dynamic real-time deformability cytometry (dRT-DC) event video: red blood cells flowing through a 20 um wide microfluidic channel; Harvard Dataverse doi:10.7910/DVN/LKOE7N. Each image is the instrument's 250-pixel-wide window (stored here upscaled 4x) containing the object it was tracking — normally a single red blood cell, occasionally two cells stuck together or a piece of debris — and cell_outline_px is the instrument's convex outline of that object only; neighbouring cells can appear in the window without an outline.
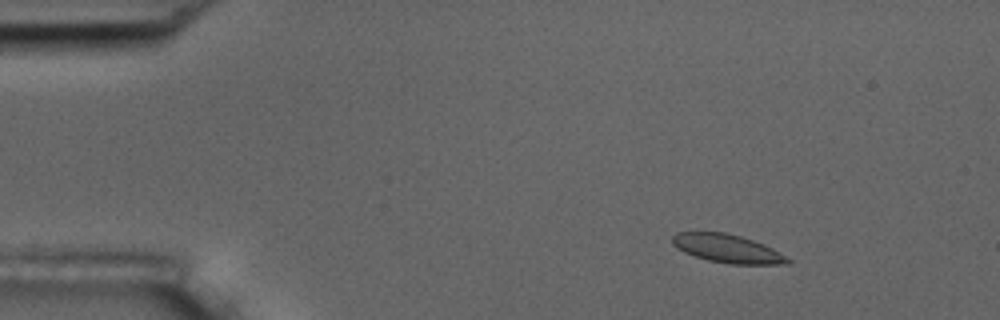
{"species": "common noctule bat (a hibernating species)", "species_latin": "Nyctalus noctula", "temperature_condition": "room temperature", "stored_images_in_passage": 8, "camera_frame_rate_fps": 3000, "um_per_image_px": 0.085, "animal": {"sex": "male", "body_mass_g": 17.5, "forearm_length_mm": 52.3}, "frame": {"image": 1, "passage_image": 3, "time_ms": 0.667, "image_size_px": [1000, 320], "cell_outline_px": [[792, 260], [788, 264], [732, 264], [708, 260], [684, 252], [676, 248], [672, 244], [672, 236], [676, 232], [724, 232], [740, 236], [764, 244], [772, 248]], "centroid_in_image_um": [61.81, 21.12], "position_along_channel_um": 23.2, "area_um2": 18.96}}
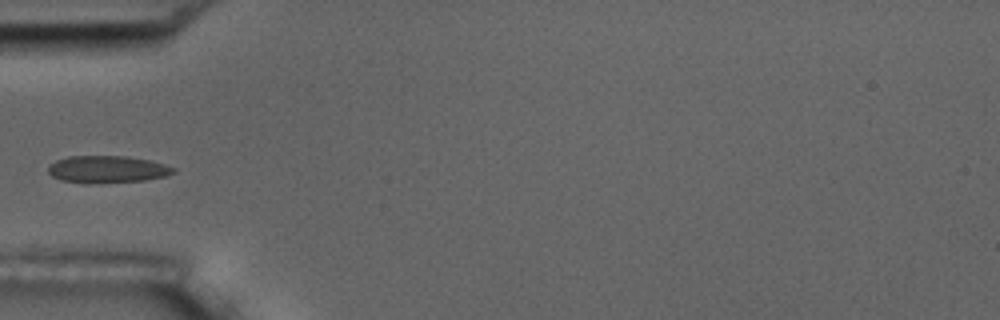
{"frame": {"image": 2, "passage_image": 6, "time_ms": 1.667, "image_size_px": [1000, 320], "cell_outline_px": [[176, 172], [164, 176], [144, 180], [84, 184], [60, 180], [52, 176], [48, 172], [48, 168], [56, 160], [68, 156], [128, 156], [148, 160], [164, 164], [176, 168]], "centroid_in_image_um": [9.1, 14.39], "position_along_channel_um": 75.9, "area_um2": 19.83}}